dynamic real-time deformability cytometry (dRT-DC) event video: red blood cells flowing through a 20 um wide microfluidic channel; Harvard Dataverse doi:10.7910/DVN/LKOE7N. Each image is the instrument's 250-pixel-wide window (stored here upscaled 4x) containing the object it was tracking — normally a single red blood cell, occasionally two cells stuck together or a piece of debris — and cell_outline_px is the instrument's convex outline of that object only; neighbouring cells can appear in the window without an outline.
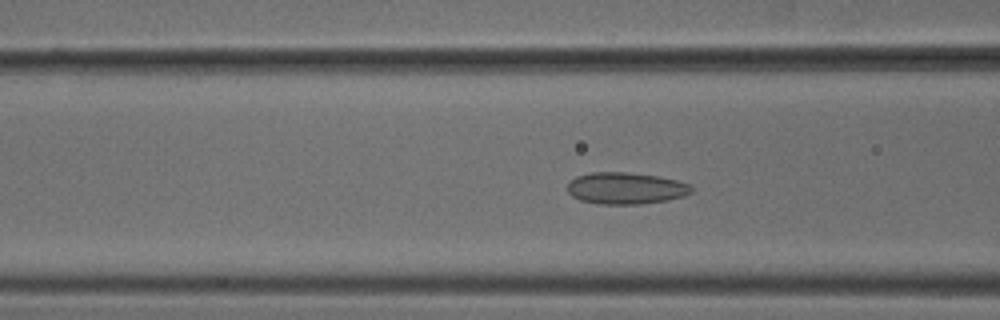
{"species": "common noctule bat (a hibernating species)", "species_latin": "Nyctalus noctula", "temperature_condition": "cold", "stored_images_in_passage": 53, "camera_frame_rate_fps": 3000, "um_per_image_px": 0.085, "animal": {"sex": "male", "body_mass_g": 18.8}, "frame": {"image": 1, "passage_image": 21, "time_ms": 6.667, "image_size_px": [1000, 320], "cell_outline_px": [[692, 192], [684, 196], [668, 200], [640, 204], [600, 204], [580, 200], [572, 196], [568, 192], [568, 184], [576, 176], [592, 172], [624, 172], [656, 176], [676, 180], [692, 184]], "centroid_in_image_um": [53.2, 16.0], "position_along_channel_um": 113.4, "area_um2": 22.89}}
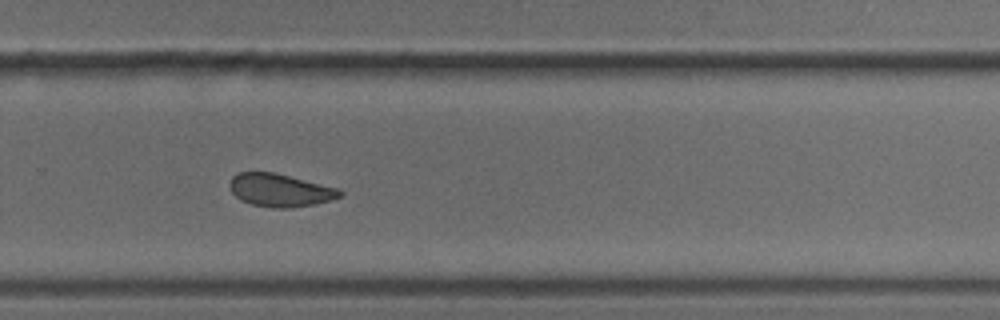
{"frame": {"image": 2, "passage_image": 36, "time_ms": 11.667, "image_size_px": [1000, 320], "cell_outline_px": [[344, 192], [340, 196], [332, 200], [316, 204], [292, 208], [272, 208], [252, 204], [240, 200], [232, 192], [228, 184], [232, 176], [236, 172], [276, 172], [340, 188]], "centroid_in_image_um": [23.82, 16.16], "position_along_channel_um": 306.0, "area_um2": 21.56}}
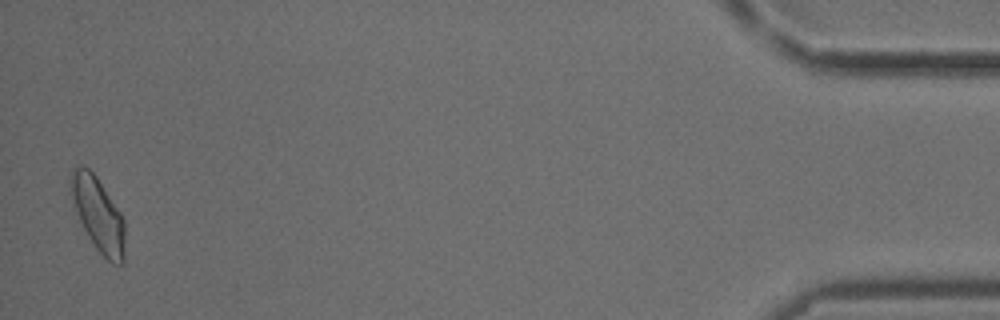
{"frame": {"image": 3, "passage_image": 52, "time_ms": 17.0, "image_size_px": [1000, 320], "cell_outline_px": [[124, 264], [112, 264], [96, 248], [88, 236], [76, 212], [68, 192], [68, 176], [72, 168], [88, 168], [96, 176], [120, 212], [124, 220]], "centroid_in_image_um": [8.3, 18.2], "position_along_channel_um": 426.9, "area_um2": 23.35}, "authors_computed_cell_mechanics": {"area_um2": 22.3108, "velocity_mm_per_s": 3.8496, "shape_relaxation_time_tau1_ms": null, "shape_relaxation_time_tau2_ms": 1.3429, "deformation_change_tau1": null, "deformation_change_tau2": 0.0758}}